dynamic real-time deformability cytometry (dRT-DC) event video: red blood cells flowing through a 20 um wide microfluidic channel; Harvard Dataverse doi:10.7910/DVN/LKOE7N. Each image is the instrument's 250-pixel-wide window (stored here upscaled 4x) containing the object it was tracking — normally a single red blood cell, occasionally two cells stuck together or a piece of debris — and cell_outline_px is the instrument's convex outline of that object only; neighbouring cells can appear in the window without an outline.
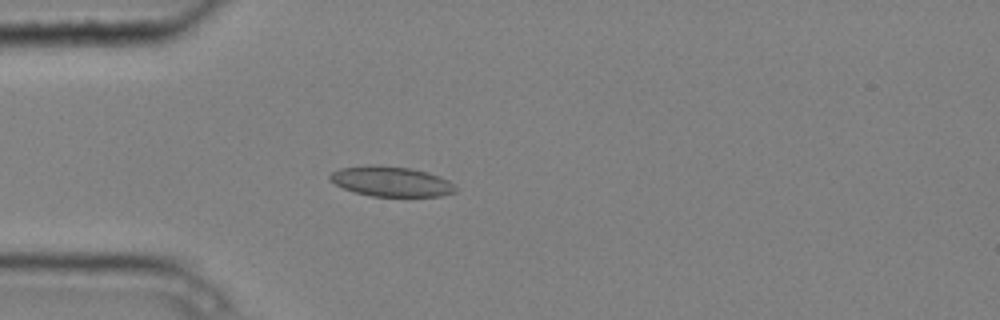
{"species": "common noctule bat (a hibernating species)", "species_latin": "Nyctalus noctula", "temperature_condition": "cold", "stored_images_in_passage": 3, "camera_frame_rate_fps": 3000, "um_per_image_px": 0.085, "animal": {"sex": "male", "body_mass_g": 20.4}, "frame": {"image": 1, "passage_image": 3, "time_ms": 0.667, "image_size_px": [1000, 320], "cell_outline_px": [[456, 192], [440, 196], [372, 196], [356, 192], [344, 188], [328, 180], [328, 176], [332, 172], [340, 168], [372, 164], [376, 164], [412, 168], [428, 172], [440, 176], [448, 180], [456, 188]], "centroid_in_image_um": [33.24, 15.41], "position_along_channel_um": 51.8, "area_um2": 22.08}}